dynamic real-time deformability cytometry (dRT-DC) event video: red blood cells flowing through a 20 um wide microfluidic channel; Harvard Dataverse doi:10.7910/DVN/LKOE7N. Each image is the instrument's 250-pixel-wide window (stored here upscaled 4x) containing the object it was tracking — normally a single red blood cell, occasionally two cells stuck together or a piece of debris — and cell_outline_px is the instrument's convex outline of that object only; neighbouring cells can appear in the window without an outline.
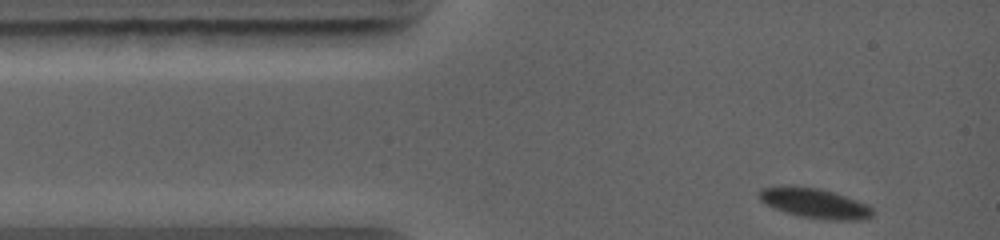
{"species": "common noctule bat (a hibernating species)", "species_latin": "Nyctalus noctula", "temperature_condition": "warm", "stored_images_in_passage": 6, "camera_frame_rate_fps": 5000, "um_per_image_px": 0.085, "animal": {"sex": "female", "body_mass_g": 19.0, "forearm_length_mm": 56.7}, "frame": {"image": 1, "passage_image": 1, "time_ms": 0.0, "image_size_px": [1000, 240], "cell_outline_px": [[872, 216], [868, 220], [824, 220], [800, 216], [784, 212], [760, 200], [760, 188], [792, 184], [820, 188], [868, 204], [872, 208]], "centroid_in_image_um": [69.27, 17.27], "position_along_channel_um": 15.7, "area_um2": 19.94}}
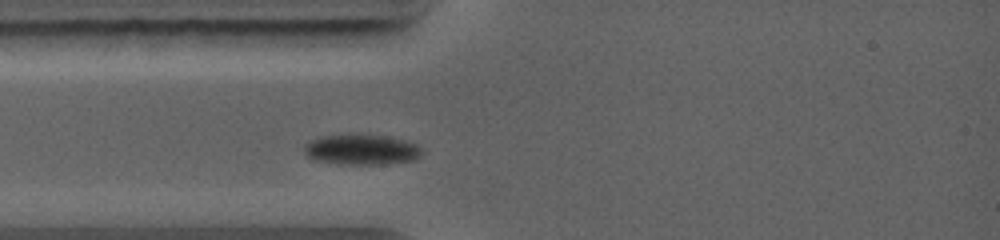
{"frame": {"image": 2, "passage_image": 6, "time_ms": 1.8, "image_size_px": [1000, 240], "cell_outline_px": [[420, 156], [416, 160], [384, 164], [336, 164], [316, 160], [308, 156], [304, 152], [304, 144], [308, 140], [320, 136], [368, 132], [404, 140], [416, 144], [420, 148]], "centroid_in_image_um": [30.69, 12.68], "position_along_channel_um": 54.3, "area_um2": 21.44}}